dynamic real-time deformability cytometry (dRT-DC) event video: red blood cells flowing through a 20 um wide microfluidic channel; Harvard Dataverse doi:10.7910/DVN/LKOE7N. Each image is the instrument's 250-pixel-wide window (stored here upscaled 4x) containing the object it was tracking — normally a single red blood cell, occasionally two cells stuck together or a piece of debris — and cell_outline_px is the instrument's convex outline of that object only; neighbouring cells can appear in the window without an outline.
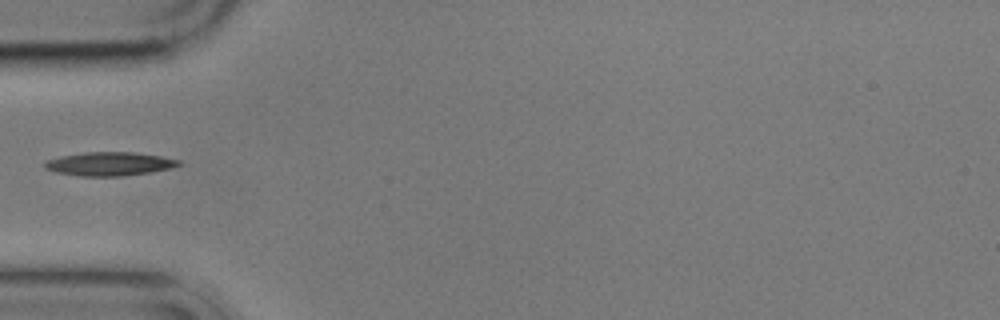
{"species": "common noctule bat (a hibernating species)", "species_latin": "Nyctalus noctula", "temperature_condition": "cold", "stored_images_in_passage": 15, "camera_frame_rate_fps": 3000, "um_per_image_px": 0.085, "animal": {"sex": "male", "body_mass_g": 17.9}, "frame": {"image": 1, "passage_image": 5, "time_ms": 7.333, "image_size_px": [1000, 320], "cell_outline_px": [[184, 164], [172, 168], [148, 172], [120, 176], [80, 176], [56, 172], [44, 168], [44, 164], [48, 160], [60, 156], [84, 152], [132, 152], [160, 156], [180, 160]], "centroid_in_image_um": [9.32, 13.92], "position_along_channel_um": 75.7, "area_um2": 18.38}}
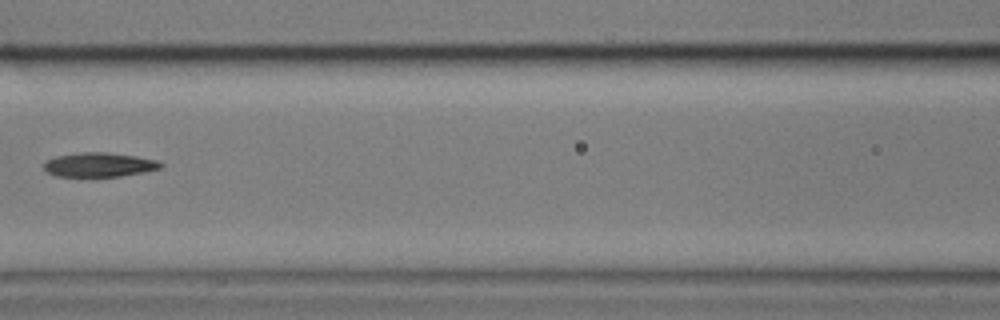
{"frame": {"image": 2, "passage_image": 7, "time_ms": 9.667, "image_size_px": [1000, 320], "cell_outline_px": [[164, 164], [160, 168], [144, 172], [120, 176], [56, 176], [48, 172], [44, 168], [44, 160], [56, 156], [80, 152], [108, 152], [136, 156], [156, 160]], "centroid_in_image_um": [8.42, 13.99], "position_along_channel_um": 158.2, "area_um2": 16.47}}
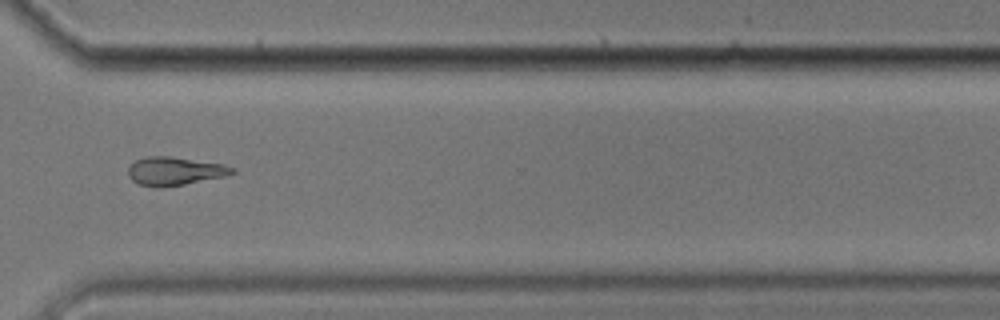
{"frame": {"image": 3, "passage_image": 12, "time_ms": 15.333, "image_size_px": [1000, 320], "cell_outline_px": [[236, 172], [224, 176], [184, 184], [160, 188], [156, 188], [136, 184], [128, 176], [128, 168], [136, 160], [148, 156], [168, 156], [224, 164], [236, 168]], "centroid_in_image_um": [14.83, 14.55], "position_along_channel_um": 355.8, "area_um2": 17.22}}